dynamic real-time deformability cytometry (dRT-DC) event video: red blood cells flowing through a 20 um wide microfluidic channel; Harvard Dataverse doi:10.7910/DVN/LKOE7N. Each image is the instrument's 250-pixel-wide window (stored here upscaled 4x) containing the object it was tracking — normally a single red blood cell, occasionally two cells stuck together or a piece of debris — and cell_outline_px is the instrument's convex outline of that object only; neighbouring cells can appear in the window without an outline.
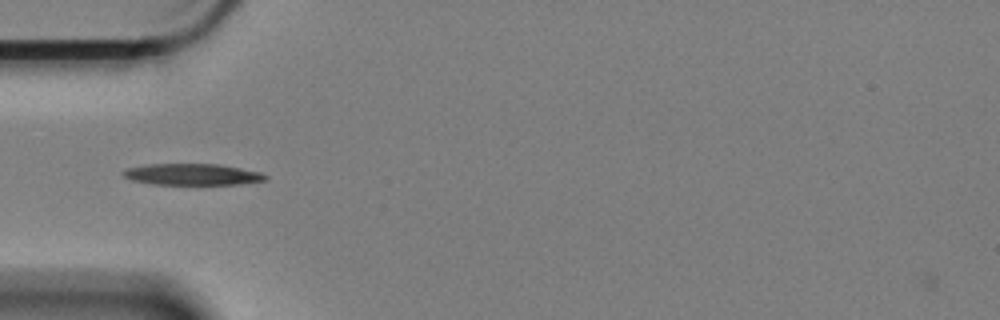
{"species": "Egyptian fruit bat (a non-hibernating species)", "species_latin": "Rousettus aegyptiacus", "temperature_condition": "cold", "stored_images_in_passage": 42, "camera_frame_rate_fps": 3000, "um_per_image_px": 0.085, "animal": {"sex": "female"}, "frame": {"image": 1, "passage_image": 1, "time_ms": 0.0, "image_size_px": [1000, 320], "cell_outline_px": [[268, 180], [240, 184], [152, 184], [132, 180], [124, 176], [120, 172], [128, 168], [148, 164], [220, 164], [260, 172], [268, 176]], "centroid_in_image_um": [16.36, 14.82], "position_along_channel_um": 68.6, "area_um2": 17.69}}
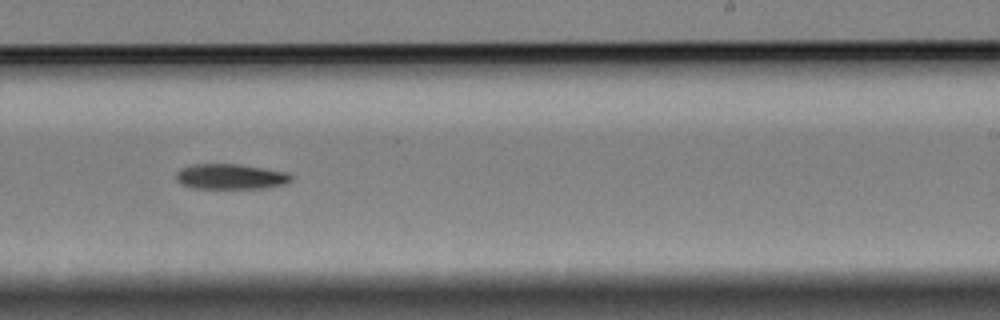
{"frame": {"image": 2, "passage_image": 19, "time_ms": 6.0, "image_size_px": [1000, 320], "cell_outline_px": [[292, 180], [284, 184], [260, 188], [188, 188], [180, 184], [176, 180], [176, 172], [180, 168], [192, 164], [240, 164], [288, 172], [292, 176]], "centroid_in_image_um": [19.55, 15.0], "position_along_channel_um": 269.4, "area_um2": 17.11}}
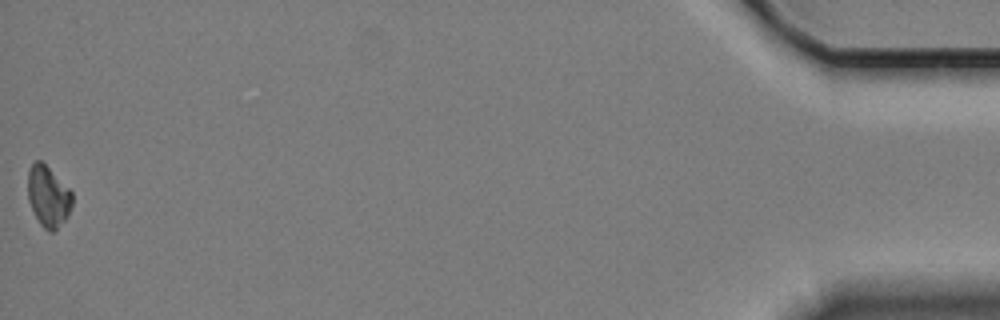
{"frame": {"image": 3, "passage_image": 42, "time_ms": 13.667, "image_size_px": [1000, 320], "cell_outline_px": [[72, 204], [68, 216], [52, 232], [48, 232], [40, 224], [28, 200], [28, 172], [32, 164], [36, 160], [40, 160], [72, 192]], "centroid_in_image_um": [4.09, 16.71], "position_along_channel_um": 431.1, "area_um2": 15.37}, "authors_computed_cell_mechanics": {"area_um2": 17.1955, "velocity_mm_per_s": 3.3359, "shape_relaxation_time_tau1_ms": 2.4599, "shape_relaxation_time_tau2_ms": null, "deformation_change_tau1": 0.1114, "deformation_change_tau2": null}}